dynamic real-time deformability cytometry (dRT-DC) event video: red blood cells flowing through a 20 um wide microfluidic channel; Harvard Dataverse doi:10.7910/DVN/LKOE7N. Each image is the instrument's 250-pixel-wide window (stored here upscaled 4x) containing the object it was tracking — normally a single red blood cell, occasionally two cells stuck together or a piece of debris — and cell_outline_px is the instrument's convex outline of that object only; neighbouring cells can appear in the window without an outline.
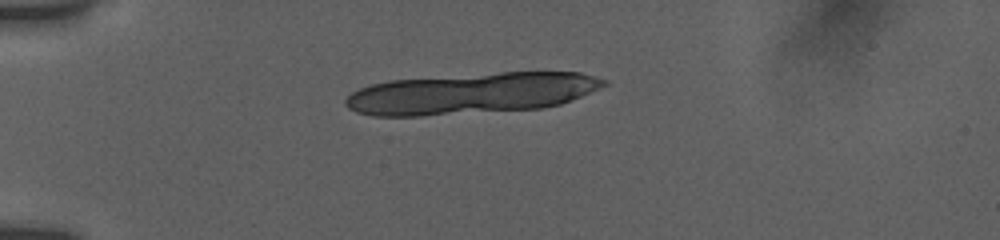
{"species": "human", "species_latin": "Homo sapiens", "temperature_condition": "room temperature", "stored_images_in_passage": 9, "camera_frame_rate_fps": 3000, "um_per_image_px": 0.085, "donor": {"sex": "female"}, "frame": {"image": 1, "passage_image": 1, "time_ms": 0.0, "image_size_px": [1000, 240], "cell_outline_px": [[608, 84], [580, 96], [560, 104], [544, 108], [420, 116], [372, 116], [356, 112], [348, 108], [344, 104], [344, 100], [352, 92], [360, 88], [372, 84], [388, 80], [500, 72], [580, 72], [608, 80]], "centroid_in_image_um": [40.04, 7.94], "position_along_channel_um": 45.0, "area_um2": 61.9}}
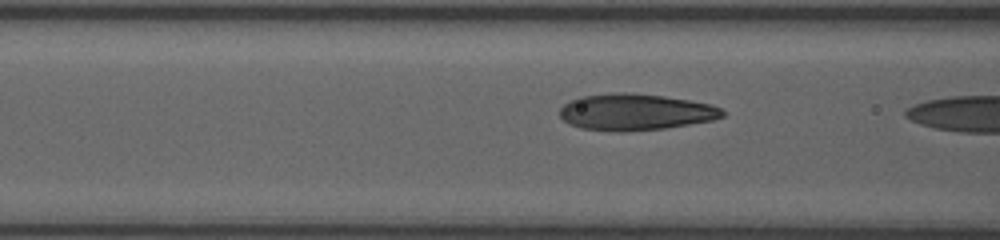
{"frame": {"image": 2, "passage_image": 8, "time_ms": 2.333, "image_size_px": [1000, 240], "cell_outline_px": [[724, 116], [712, 120], [664, 128], [620, 132], [616, 132], [580, 128], [568, 124], [560, 116], [560, 108], [564, 104], [580, 96], [612, 92], [628, 92], [664, 96], [688, 100], [708, 104], [720, 108], [724, 112]], "centroid_in_image_um": [53.95, 9.52], "position_along_channel_um": 112.6, "area_um2": 34.51}}